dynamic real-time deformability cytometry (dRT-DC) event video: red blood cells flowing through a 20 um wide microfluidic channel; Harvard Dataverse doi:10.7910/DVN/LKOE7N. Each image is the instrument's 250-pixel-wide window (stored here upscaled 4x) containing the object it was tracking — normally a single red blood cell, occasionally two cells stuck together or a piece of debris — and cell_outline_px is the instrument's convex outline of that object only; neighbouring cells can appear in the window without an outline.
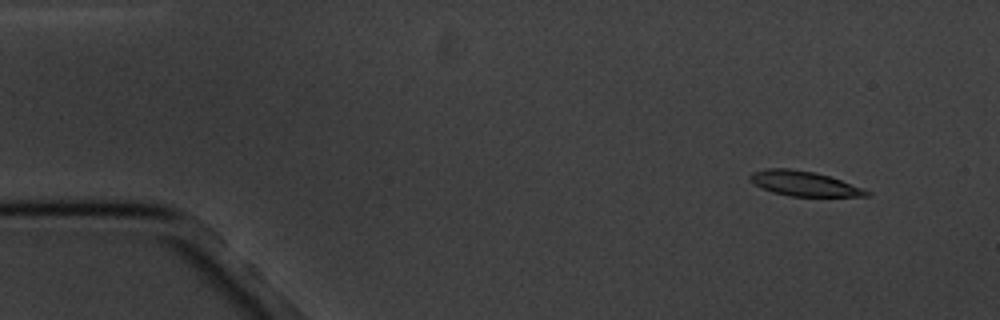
{"species": "common noctule bat (a hibernating species)", "species_latin": "Nyctalus noctula", "temperature_condition": "cold", "stored_images_in_passage": 4, "camera_frame_rate_fps": 3000, "um_per_image_px": 0.085, "animal": {"sex": "male", "body_mass_g": 20.1, "forearm_length_mm": 53.5}, "frame": {"image": 1, "passage_image": 1, "time_ms": 0.0, "image_size_px": [1000, 320], "cell_outline_px": [[872, 192], [868, 196], [788, 196], [772, 192], [756, 184], [748, 176], [752, 172], [768, 168], [788, 168], [816, 172], [840, 180]], "centroid_in_image_um": [68.33, 15.6], "position_along_channel_um": 16.7, "area_um2": 16.59}}
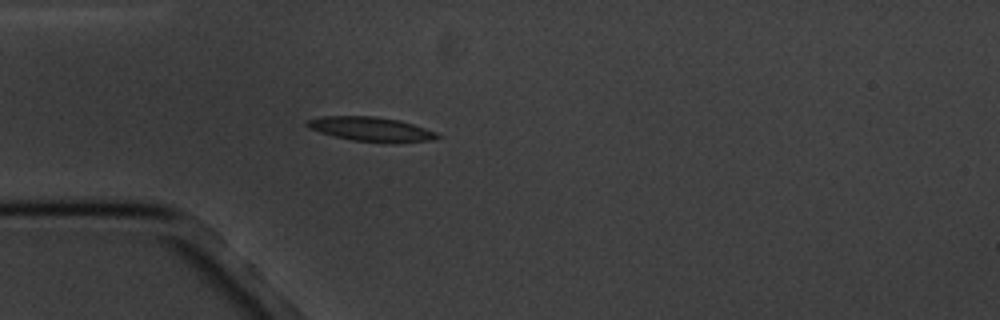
{"frame": {"image": 2, "passage_image": 4, "time_ms": 3.667, "image_size_px": [1000, 320], "cell_outline_px": [[440, 136], [432, 140], [392, 144], [388, 144], [352, 140], [320, 132], [308, 128], [304, 124], [308, 120], [320, 116], [376, 116], [400, 120], [436, 132]], "centroid_in_image_um": [31.54, 10.99], "position_along_channel_um": 53.5, "area_um2": 18.67}}